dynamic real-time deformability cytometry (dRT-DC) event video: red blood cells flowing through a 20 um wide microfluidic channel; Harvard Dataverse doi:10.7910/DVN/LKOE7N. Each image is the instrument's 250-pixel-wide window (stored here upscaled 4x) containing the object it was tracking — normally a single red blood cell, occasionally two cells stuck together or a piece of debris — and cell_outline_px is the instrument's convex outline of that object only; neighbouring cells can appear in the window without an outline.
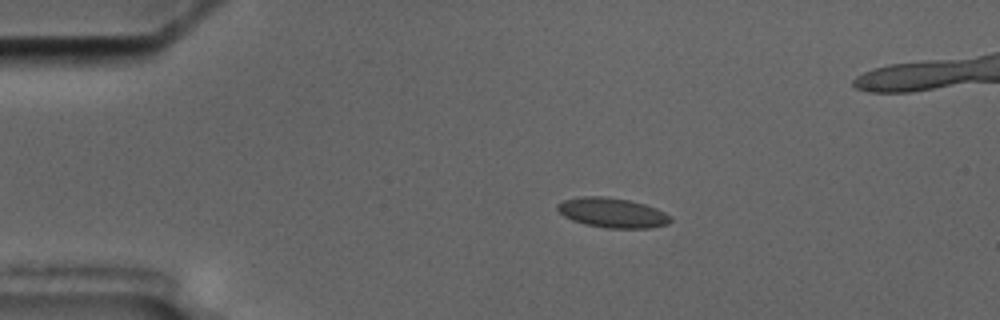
{"species": "common noctule bat (a hibernating species)", "species_latin": "Nyctalus noctula", "temperature_condition": "cold", "stored_images_in_passage": 5, "camera_frame_rate_fps": 3000, "um_per_image_px": 0.085, "animal": {"sex": "male", "body_mass_g": 17.5, "forearm_length_mm": 52.3}, "frame": {"image": 1, "passage_image": 1, "time_ms": 0.0, "image_size_px": [1000, 320], "cell_outline_px": [[672, 220], [668, 224], [648, 228], [608, 228], [584, 224], [572, 220], [564, 216], [556, 208], [556, 204], [564, 200], [580, 196], [604, 196], [628, 200], [644, 204], [656, 208], [672, 216]], "centroid_in_image_um": [52.04, 18.08], "position_along_channel_um": 33.0, "area_um2": 19.65}}